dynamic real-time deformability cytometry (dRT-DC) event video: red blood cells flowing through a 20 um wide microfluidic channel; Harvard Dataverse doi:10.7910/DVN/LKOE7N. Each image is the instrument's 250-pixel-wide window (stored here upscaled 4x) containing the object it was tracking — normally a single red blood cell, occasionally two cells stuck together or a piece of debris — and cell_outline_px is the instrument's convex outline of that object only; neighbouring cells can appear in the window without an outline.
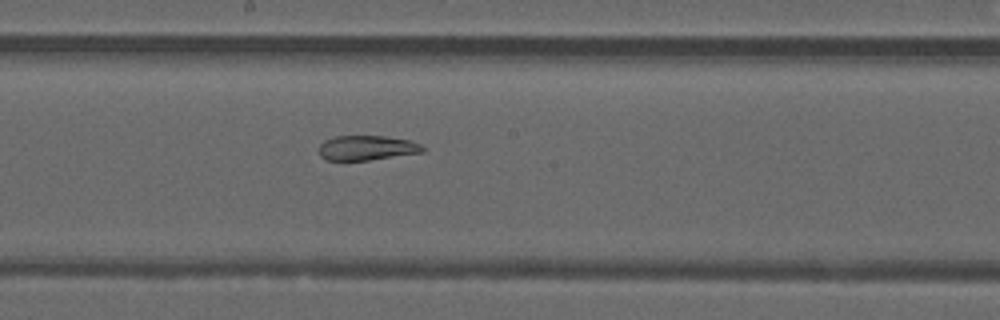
{"species": "common noctule bat (a hibernating species)", "species_latin": "Nyctalus noctula", "temperature_condition": "warm", "stored_images_in_passage": 49, "segment_of_instrument_passage": [2, 2], "camera_frame_rate_fps": 3000, "um_per_image_px": 0.085, "animal": {"sex": "male", "forearm_length_mm": 52.5}, "frame": {"image": 1, "passage_image": 27, "time_ms": 8.667, "image_size_px": [1000, 320], "cell_outline_px": [[424, 152], [368, 160], [324, 160], [320, 156], [320, 144], [324, 140], [336, 136], [384, 136], [408, 140], [420, 144], [424, 148]], "centroid_in_image_um": [31.16, 12.57], "position_along_channel_um": 217.0, "area_um2": 14.85}}
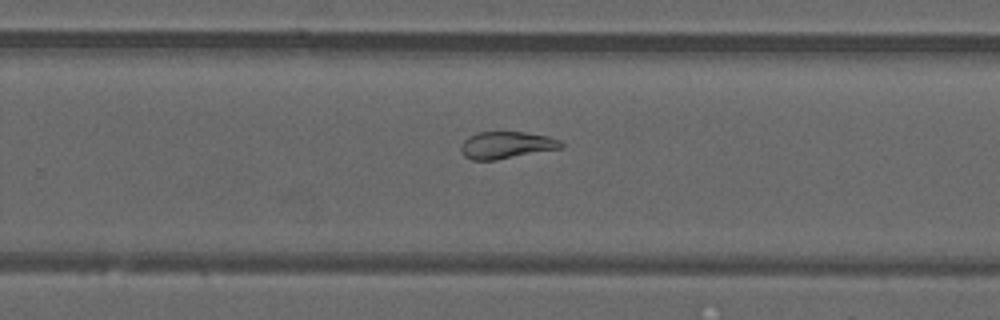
{"frame": {"image": 2, "passage_image": 32, "time_ms": 10.333, "image_size_px": [1000, 320], "cell_outline_px": [[564, 148], [496, 160], [472, 160], [464, 156], [460, 152], [460, 144], [468, 136], [476, 132], [524, 132], [548, 136], [560, 140], [564, 144]], "centroid_in_image_um": [43.04, 12.33], "position_along_channel_um": 286.8, "area_um2": 16.07}}
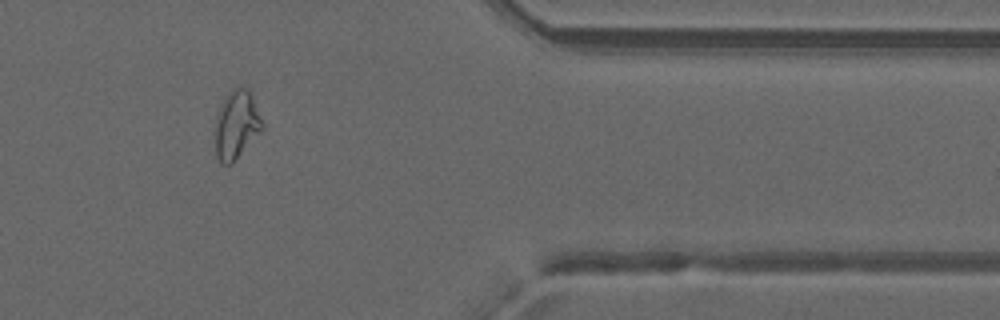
{"frame": {"image": 3, "passage_image": 41, "time_ms": 13.333, "image_size_px": [1000, 320], "cell_outline_px": [[264, 128], [232, 164], [220, 164], [216, 156], [216, 116], [220, 104], [228, 92], [232, 88], [240, 84], [248, 88], [252, 92], [264, 124]], "centroid_in_image_um": [20.12, 10.55], "position_along_channel_um": 391.3, "area_um2": 19.25}}